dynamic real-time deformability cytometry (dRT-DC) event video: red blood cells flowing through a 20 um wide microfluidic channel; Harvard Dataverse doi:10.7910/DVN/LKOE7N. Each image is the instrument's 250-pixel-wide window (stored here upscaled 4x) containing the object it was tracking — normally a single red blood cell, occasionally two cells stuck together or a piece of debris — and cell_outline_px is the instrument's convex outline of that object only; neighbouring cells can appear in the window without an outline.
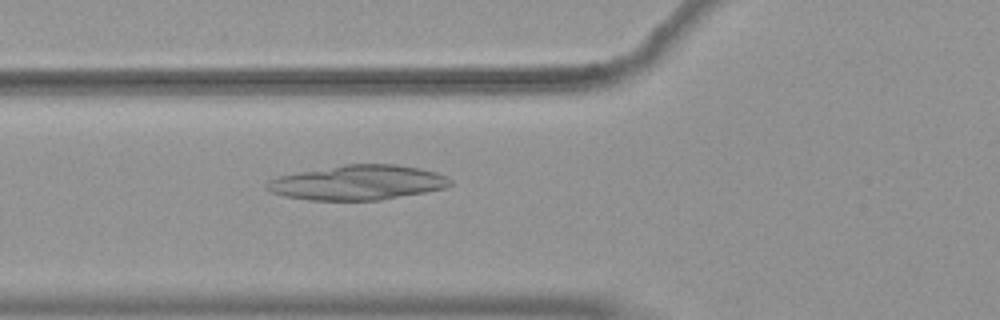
{"species": "common noctule bat (a hibernating species)", "species_latin": "Nyctalus noctula", "temperature_condition": "warm", "stored_images_in_passage": 44, "camera_frame_rate_fps": 3000, "um_per_image_px": 0.085, "animal": {"sex": "female", "body_mass_g": 19.9}, "frame": {"image": 1, "passage_image": 13, "time_ms": 4.0, "image_size_px": [1000, 320], "cell_outline_px": [[452, 184], [444, 188], [424, 192], [380, 200], [308, 200], [284, 196], [272, 192], [264, 188], [264, 184], [268, 180], [276, 176], [344, 164], [396, 164], [420, 168], [436, 172], [452, 180]], "centroid_in_image_um": [30.37, 15.51], "position_along_channel_um": 95.4, "area_um2": 37.22}}
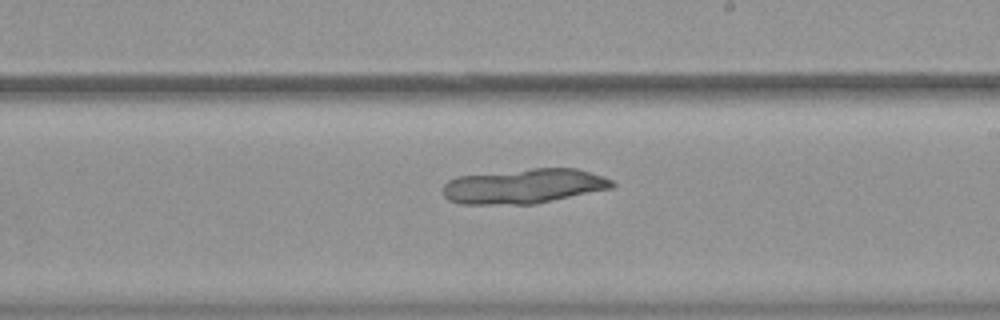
{"frame": {"image": 2, "passage_image": 25, "time_ms": 8.0, "image_size_px": [1000, 320], "cell_outline_px": [[616, 184], [612, 188], [536, 204], [460, 204], [448, 200], [444, 196], [444, 184], [448, 180], [456, 176], [532, 168], [576, 168], [604, 176], [612, 180]], "centroid_in_image_um": [44.53, 15.82], "position_along_channel_um": 244.5, "area_um2": 34.51}}
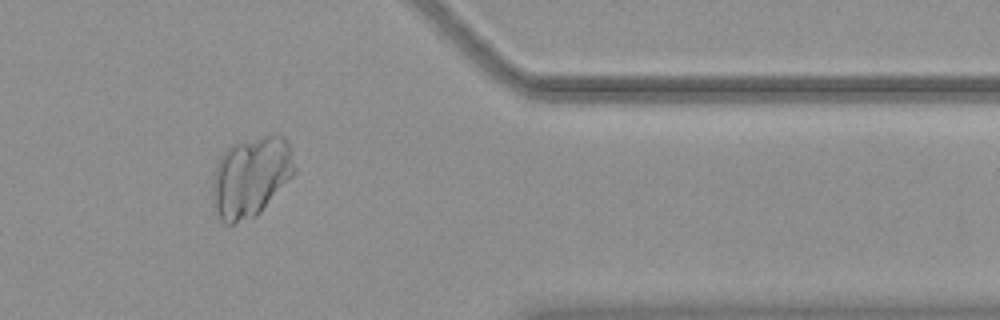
{"frame": {"image": 3, "passage_image": 38, "time_ms": 12.333, "image_size_px": [1000, 320], "cell_outline_px": [[296, 172], [260, 212], [256, 216], [232, 224], [224, 224], [220, 220], [212, 200], [212, 188], [216, 164], [220, 156], [232, 144], [264, 136], [284, 136], [288, 144], [296, 168]], "centroid_in_image_um": [21.31, 15.05], "position_along_channel_um": 390.1, "area_um2": 37.97}}